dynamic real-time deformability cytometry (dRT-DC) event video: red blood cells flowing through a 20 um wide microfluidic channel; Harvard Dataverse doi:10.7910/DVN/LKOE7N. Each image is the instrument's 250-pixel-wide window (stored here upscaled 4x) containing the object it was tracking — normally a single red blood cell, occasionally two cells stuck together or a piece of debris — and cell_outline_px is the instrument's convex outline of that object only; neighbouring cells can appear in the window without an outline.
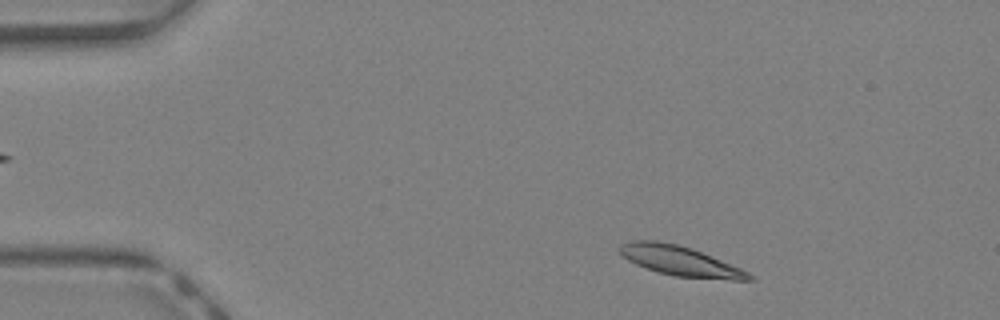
{"species": "Egyptian fruit bat (a non-hibernating species)", "species_latin": "Rousettus aegyptiacus", "temperature_condition": "warm", "stored_images_in_passage": 39, "camera_frame_rate_fps": 3000, "um_per_image_px": 0.085, "animal": {"sex": "female"}, "frame": {"image": 1, "passage_image": 3, "time_ms": 0.667, "image_size_px": [1000, 320], "cell_outline_px": [[756, 280], [732, 280], [676, 276], [660, 272], [636, 264], [628, 260], [616, 248], [620, 244], [628, 240], [656, 240], [676, 244], [692, 248], [712, 256], [740, 268], [756, 276]], "centroid_in_image_um": [57.82, 22.17], "position_along_channel_um": 27.2, "area_um2": 22.43}}
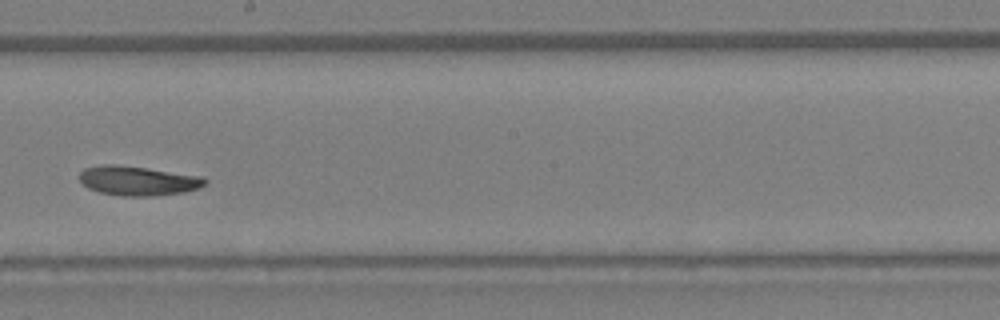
{"frame": {"image": 2, "passage_image": 21, "time_ms": 6.667, "image_size_px": [1000, 320], "cell_outline_px": [[208, 184], [200, 188], [184, 192], [156, 196], [120, 196], [100, 192], [88, 188], [80, 180], [80, 172], [84, 168], [100, 164], [120, 164], [204, 176], [208, 180]], "centroid_in_image_um": [11.77, 15.35], "position_along_channel_um": 236.4, "area_um2": 21.96}}
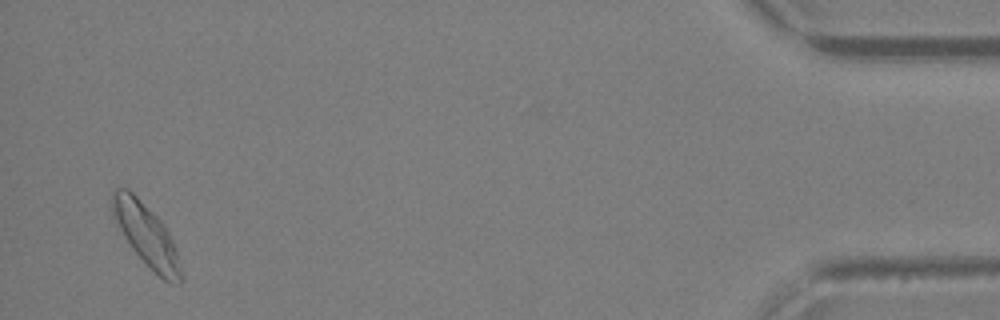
{"frame": {"image": 3, "passage_image": 38, "time_ms": 12.333, "image_size_px": [1000, 320], "cell_outline_px": [[184, 280], [180, 284], [172, 284], [164, 280], [132, 248], [124, 236], [112, 216], [108, 200], [112, 192], [116, 188], [128, 188], [160, 220], [168, 232], [172, 240], [176, 252]], "centroid_in_image_um": [12.39, 19.93], "position_along_channel_um": 422.8, "area_um2": 24.51}, "authors_computed_cell_mechanics": {"area_um2": 21.9062, "velocity_mm_per_s": 4.7169, "shape_relaxation_time_tau1_ms": 5.3904, "shape_relaxation_time_tau2_ms": 6.2698, "deformation_change_tau1": 0.1637, "deformation_change_tau2": 0.152}}